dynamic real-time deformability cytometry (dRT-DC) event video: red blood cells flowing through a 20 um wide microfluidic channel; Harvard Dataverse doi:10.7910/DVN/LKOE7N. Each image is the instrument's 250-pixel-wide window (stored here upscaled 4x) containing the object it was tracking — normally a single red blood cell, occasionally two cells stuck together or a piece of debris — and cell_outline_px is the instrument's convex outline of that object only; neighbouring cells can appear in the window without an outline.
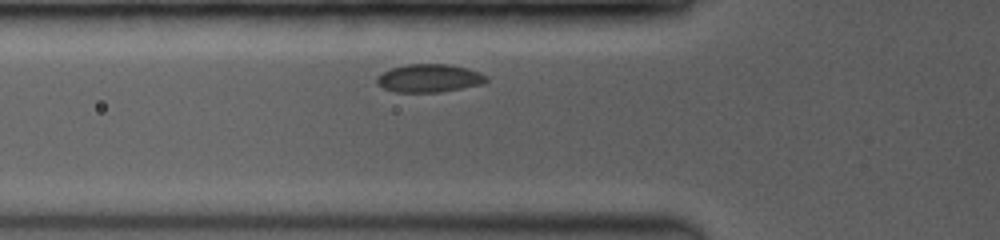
{"species": "common noctule bat (a hibernating species)", "species_latin": "Nyctalus noctula", "temperature_condition": "room temperature", "stored_images_in_passage": 17, "camera_frame_rate_fps": 3500, "um_per_image_px": 0.085, "animal": {"sex": "female", "body_mass_g": 19.0, "forearm_length_mm": 53.3}, "frame": {"image": 1, "passage_image": 2, "time_ms": 0.571, "image_size_px": [1000, 240], "cell_outline_px": [[488, 80], [484, 84], [436, 92], [396, 92], [384, 88], [376, 84], [376, 76], [392, 68], [408, 64], [448, 64], [468, 68], [480, 72], [488, 76]], "centroid_in_image_um": [36.5, 6.64], "position_along_channel_um": 89.3, "area_um2": 17.92}}
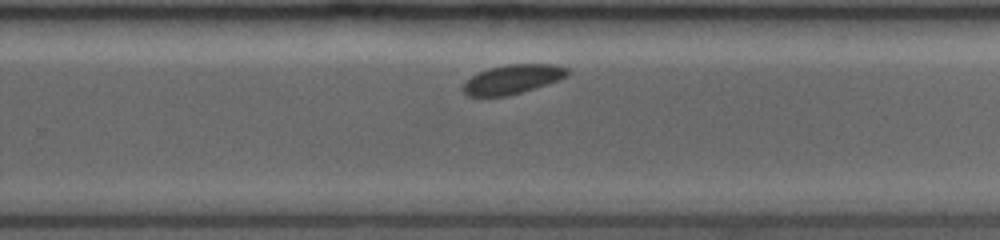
{"frame": {"image": 2, "passage_image": 11, "time_ms": 5.714, "image_size_px": [1000, 240], "cell_outline_px": [[572, 72], [568, 76], [560, 80], [508, 96], [468, 96], [464, 92], [464, 84], [472, 76], [488, 68], [508, 64], [556, 64], [568, 68]], "centroid_in_image_um": [43.65, 6.72], "position_along_channel_um": 286.2, "area_um2": 17.74}}
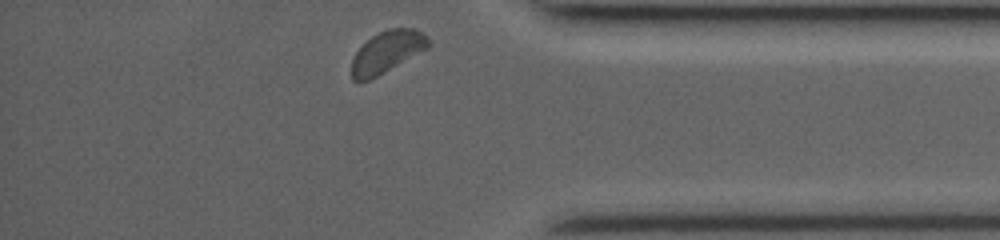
{"frame": {"image": 3, "passage_image": 17, "time_ms": 8.857, "image_size_px": [1000, 240], "cell_outline_px": [[432, 44], [428, 48], [376, 76], [368, 80], [352, 80], [352, 60], [356, 52], [372, 36], [388, 28], [412, 28], [428, 36]], "centroid_in_image_um": [32.93, 4.38], "position_along_channel_um": 402.3, "area_um2": 18.26}}